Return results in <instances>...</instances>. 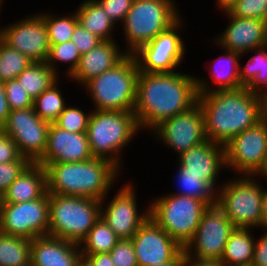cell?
Instances as JSON below:
<instances>
[{
  "instance_id": "obj_1",
  "label": "cell",
  "mask_w": 267,
  "mask_h": 266,
  "mask_svg": "<svg viewBox=\"0 0 267 266\" xmlns=\"http://www.w3.org/2000/svg\"><path fill=\"white\" fill-rule=\"evenodd\" d=\"M196 76L183 71L139 72L134 114L140 130L151 131L163 120L185 112L198 103Z\"/></svg>"
},
{
  "instance_id": "obj_2",
  "label": "cell",
  "mask_w": 267,
  "mask_h": 266,
  "mask_svg": "<svg viewBox=\"0 0 267 266\" xmlns=\"http://www.w3.org/2000/svg\"><path fill=\"white\" fill-rule=\"evenodd\" d=\"M198 104L207 140L221 145L261 121L262 96L245 87L199 94Z\"/></svg>"
},
{
  "instance_id": "obj_3",
  "label": "cell",
  "mask_w": 267,
  "mask_h": 266,
  "mask_svg": "<svg viewBox=\"0 0 267 266\" xmlns=\"http://www.w3.org/2000/svg\"><path fill=\"white\" fill-rule=\"evenodd\" d=\"M47 192L101 201L112 191L122 172L111 161L95 158L82 162L48 163Z\"/></svg>"
},
{
  "instance_id": "obj_4",
  "label": "cell",
  "mask_w": 267,
  "mask_h": 266,
  "mask_svg": "<svg viewBox=\"0 0 267 266\" xmlns=\"http://www.w3.org/2000/svg\"><path fill=\"white\" fill-rule=\"evenodd\" d=\"M140 131L133 111L92 109L86 132L91 154L111 161L121 170L122 152Z\"/></svg>"
},
{
  "instance_id": "obj_5",
  "label": "cell",
  "mask_w": 267,
  "mask_h": 266,
  "mask_svg": "<svg viewBox=\"0 0 267 266\" xmlns=\"http://www.w3.org/2000/svg\"><path fill=\"white\" fill-rule=\"evenodd\" d=\"M139 72L135 56L128 54L115 67L88 81L83 89L93 101L92 109L133 111Z\"/></svg>"
},
{
  "instance_id": "obj_6",
  "label": "cell",
  "mask_w": 267,
  "mask_h": 266,
  "mask_svg": "<svg viewBox=\"0 0 267 266\" xmlns=\"http://www.w3.org/2000/svg\"><path fill=\"white\" fill-rule=\"evenodd\" d=\"M175 3L174 0H134L121 23L127 46L122 49L126 48L128 54H133L174 25L182 16Z\"/></svg>"
},
{
  "instance_id": "obj_7",
  "label": "cell",
  "mask_w": 267,
  "mask_h": 266,
  "mask_svg": "<svg viewBox=\"0 0 267 266\" xmlns=\"http://www.w3.org/2000/svg\"><path fill=\"white\" fill-rule=\"evenodd\" d=\"M100 215L97 199L49 193L48 236L80 244Z\"/></svg>"
},
{
  "instance_id": "obj_8",
  "label": "cell",
  "mask_w": 267,
  "mask_h": 266,
  "mask_svg": "<svg viewBox=\"0 0 267 266\" xmlns=\"http://www.w3.org/2000/svg\"><path fill=\"white\" fill-rule=\"evenodd\" d=\"M259 182L257 176L235 175L217 190L216 204L236 228L262 229L264 186Z\"/></svg>"
},
{
  "instance_id": "obj_9",
  "label": "cell",
  "mask_w": 267,
  "mask_h": 266,
  "mask_svg": "<svg viewBox=\"0 0 267 266\" xmlns=\"http://www.w3.org/2000/svg\"><path fill=\"white\" fill-rule=\"evenodd\" d=\"M149 201V216L181 247L192 240L202 215L209 207L189 196L163 194Z\"/></svg>"
},
{
  "instance_id": "obj_10",
  "label": "cell",
  "mask_w": 267,
  "mask_h": 266,
  "mask_svg": "<svg viewBox=\"0 0 267 266\" xmlns=\"http://www.w3.org/2000/svg\"><path fill=\"white\" fill-rule=\"evenodd\" d=\"M183 23L185 22L182 16L169 29L159 33L133 53L140 72H176L184 60L187 49L180 33Z\"/></svg>"
},
{
  "instance_id": "obj_11",
  "label": "cell",
  "mask_w": 267,
  "mask_h": 266,
  "mask_svg": "<svg viewBox=\"0 0 267 266\" xmlns=\"http://www.w3.org/2000/svg\"><path fill=\"white\" fill-rule=\"evenodd\" d=\"M49 193L23 203H0V232L29 238L48 236Z\"/></svg>"
},
{
  "instance_id": "obj_12",
  "label": "cell",
  "mask_w": 267,
  "mask_h": 266,
  "mask_svg": "<svg viewBox=\"0 0 267 266\" xmlns=\"http://www.w3.org/2000/svg\"><path fill=\"white\" fill-rule=\"evenodd\" d=\"M224 146L226 168L237 173V176H256L267 156V126L261 120Z\"/></svg>"
},
{
  "instance_id": "obj_13",
  "label": "cell",
  "mask_w": 267,
  "mask_h": 266,
  "mask_svg": "<svg viewBox=\"0 0 267 266\" xmlns=\"http://www.w3.org/2000/svg\"><path fill=\"white\" fill-rule=\"evenodd\" d=\"M49 127L30 107L12 110L1 132L13 139L22 157L37 163L45 152Z\"/></svg>"
},
{
  "instance_id": "obj_14",
  "label": "cell",
  "mask_w": 267,
  "mask_h": 266,
  "mask_svg": "<svg viewBox=\"0 0 267 266\" xmlns=\"http://www.w3.org/2000/svg\"><path fill=\"white\" fill-rule=\"evenodd\" d=\"M236 227L219 206H209L184 251L195 258L221 261L225 244Z\"/></svg>"
},
{
  "instance_id": "obj_15",
  "label": "cell",
  "mask_w": 267,
  "mask_h": 266,
  "mask_svg": "<svg viewBox=\"0 0 267 266\" xmlns=\"http://www.w3.org/2000/svg\"><path fill=\"white\" fill-rule=\"evenodd\" d=\"M157 142L166 145L180 155L191 147L207 141L204 115L197 103L185 112L163 120L151 130Z\"/></svg>"
},
{
  "instance_id": "obj_16",
  "label": "cell",
  "mask_w": 267,
  "mask_h": 266,
  "mask_svg": "<svg viewBox=\"0 0 267 266\" xmlns=\"http://www.w3.org/2000/svg\"><path fill=\"white\" fill-rule=\"evenodd\" d=\"M134 183H125L117 189V193L113 198L107 200L110 196H105L101 200V215L100 217L110 226L114 233L120 238H132L139 227L149 217V202L148 206L140 212L136 196V186ZM107 197V198H106ZM106 206V207H104ZM139 211V212H138Z\"/></svg>"
},
{
  "instance_id": "obj_17",
  "label": "cell",
  "mask_w": 267,
  "mask_h": 266,
  "mask_svg": "<svg viewBox=\"0 0 267 266\" xmlns=\"http://www.w3.org/2000/svg\"><path fill=\"white\" fill-rule=\"evenodd\" d=\"M0 38L33 62H46L50 41L45 19L38 13L1 26Z\"/></svg>"
},
{
  "instance_id": "obj_18",
  "label": "cell",
  "mask_w": 267,
  "mask_h": 266,
  "mask_svg": "<svg viewBox=\"0 0 267 266\" xmlns=\"http://www.w3.org/2000/svg\"><path fill=\"white\" fill-rule=\"evenodd\" d=\"M131 239L138 266L172 262L184 250L150 216Z\"/></svg>"
},
{
  "instance_id": "obj_19",
  "label": "cell",
  "mask_w": 267,
  "mask_h": 266,
  "mask_svg": "<svg viewBox=\"0 0 267 266\" xmlns=\"http://www.w3.org/2000/svg\"><path fill=\"white\" fill-rule=\"evenodd\" d=\"M222 13L230 22L228 20L226 29L216 39L213 38L219 49H227L244 56L250 50L267 46V21L232 16L228 11Z\"/></svg>"
},
{
  "instance_id": "obj_20",
  "label": "cell",
  "mask_w": 267,
  "mask_h": 266,
  "mask_svg": "<svg viewBox=\"0 0 267 266\" xmlns=\"http://www.w3.org/2000/svg\"><path fill=\"white\" fill-rule=\"evenodd\" d=\"M177 156V162L184 168V173L199 175L216 190L221 187L219 176L226 169L224 145L207 140Z\"/></svg>"
},
{
  "instance_id": "obj_21",
  "label": "cell",
  "mask_w": 267,
  "mask_h": 266,
  "mask_svg": "<svg viewBox=\"0 0 267 266\" xmlns=\"http://www.w3.org/2000/svg\"><path fill=\"white\" fill-rule=\"evenodd\" d=\"M92 158L86 133H72L52 123L45 152L37 164L82 162Z\"/></svg>"
},
{
  "instance_id": "obj_22",
  "label": "cell",
  "mask_w": 267,
  "mask_h": 266,
  "mask_svg": "<svg viewBox=\"0 0 267 266\" xmlns=\"http://www.w3.org/2000/svg\"><path fill=\"white\" fill-rule=\"evenodd\" d=\"M117 42L102 41L89 52L82 54L78 67L68 81H75L83 88L91 79L115 67L128 55L126 50H121Z\"/></svg>"
},
{
  "instance_id": "obj_23",
  "label": "cell",
  "mask_w": 267,
  "mask_h": 266,
  "mask_svg": "<svg viewBox=\"0 0 267 266\" xmlns=\"http://www.w3.org/2000/svg\"><path fill=\"white\" fill-rule=\"evenodd\" d=\"M81 260L79 244L51 236L31 240L30 266H77Z\"/></svg>"
},
{
  "instance_id": "obj_24",
  "label": "cell",
  "mask_w": 267,
  "mask_h": 266,
  "mask_svg": "<svg viewBox=\"0 0 267 266\" xmlns=\"http://www.w3.org/2000/svg\"><path fill=\"white\" fill-rule=\"evenodd\" d=\"M222 51L225 53L222 52V55L212 60V65L207 69L208 78H211L212 82H209L211 80H207L206 77L204 79L196 77L199 94L240 88L239 65L243 55L223 48Z\"/></svg>"
},
{
  "instance_id": "obj_25",
  "label": "cell",
  "mask_w": 267,
  "mask_h": 266,
  "mask_svg": "<svg viewBox=\"0 0 267 266\" xmlns=\"http://www.w3.org/2000/svg\"><path fill=\"white\" fill-rule=\"evenodd\" d=\"M47 192L44 166L31 163L6 189L1 203H23L41 198Z\"/></svg>"
},
{
  "instance_id": "obj_26",
  "label": "cell",
  "mask_w": 267,
  "mask_h": 266,
  "mask_svg": "<svg viewBox=\"0 0 267 266\" xmlns=\"http://www.w3.org/2000/svg\"><path fill=\"white\" fill-rule=\"evenodd\" d=\"M252 228H235L225 244L221 258L224 266H251L255 240Z\"/></svg>"
},
{
  "instance_id": "obj_27",
  "label": "cell",
  "mask_w": 267,
  "mask_h": 266,
  "mask_svg": "<svg viewBox=\"0 0 267 266\" xmlns=\"http://www.w3.org/2000/svg\"><path fill=\"white\" fill-rule=\"evenodd\" d=\"M78 23L89 30L92 34L98 36L102 41H111L114 39L113 30L116 25L108 18L103 7L96 0H84L75 9ZM113 36V37H112Z\"/></svg>"
},
{
  "instance_id": "obj_28",
  "label": "cell",
  "mask_w": 267,
  "mask_h": 266,
  "mask_svg": "<svg viewBox=\"0 0 267 266\" xmlns=\"http://www.w3.org/2000/svg\"><path fill=\"white\" fill-rule=\"evenodd\" d=\"M247 64L239 65L240 88L245 87L260 96L267 95V46L250 50Z\"/></svg>"
},
{
  "instance_id": "obj_29",
  "label": "cell",
  "mask_w": 267,
  "mask_h": 266,
  "mask_svg": "<svg viewBox=\"0 0 267 266\" xmlns=\"http://www.w3.org/2000/svg\"><path fill=\"white\" fill-rule=\"evenodd\" d=\"M177 173L175 187L176 192L170 194L189 196L203 200L208 206L216 205L217 190L207 181L202 180L199 175L193 173H184V168L177 164Z\"/></svg>"
},
{
  "instance_id": "obj_30",
  "label": "cell",
  "mask_w": 267,
  "mask_h": 266,
  "mask_svg": "<svg viewBox=\"0 0 267 266\" xmlns=\"http://www.w3.org/2000/svg\"><path fill=\"white\" fill-rule=\"evenodd\" d=\"M59 77L46 62H32L16 79L34 100L54 84Z\"/></svg>"
},
{
  "instance_id": "obj_31",
  "label": "cell",
  "mask_w": 267,
  "mask_h": 266,
  "mask_svg": "<svg viewBox=\"0 0 267 266\" xmlns=\"http://www.w3.org/2000/svg\"><path fill=\"white\" fill-rule=\"evenodd\" d=\"M120 238L100 217L79 244L82 255L109 253Z\"/></svg>"
},
{
  "instance_id": "obj_32",
  "label": "cell",
  "mask_w": 267,
  "mask_h": 266,
  "mask_svg": "<svg viewBox=\"0 0 267 266\" xmlns=\"http://www.w3.org/2000/svg\"><path fill=\"white\" fill-rule=\"evenodd\" d=\"M29 238L0 232V266H30Z\"/></svg>"
},
{
  "instance_id": "obj_33",
  "label": "cell",
  "mask_w": 267,
  "mask_h": 266,
  "mask_svg": "<svg viewBox=\"0 0 267 266\" xmlns=\"http://www.w3.org/2000/svg\"><path fill=\"white\" fill-rule=\"evenodd\" d=\"M59 80L33 100L35 113L41 120L50 124L57 121L59 115L68 104L62 96L64 95L61 92L62 89L60 90V87H58Z\"/></svg>"
},
{
  "instance_id": "obj_34",
  "label": "cell",
  "mask_w": 267,
  "mask_h": 266,
  "mask_svg": "<svg viewBox=\"0 0 267 266\" xmlns=\"http://www.w3.org/2000/svg\"><path fill=\"white\" fill-rule=\"evenodd\" d=\"M44 19L48 31L50 44H61L71 40L75 27L78 24L76 12L66 16H58L55 13L45 11L39 13ZM71 15V16H70Z\"/></svg>"
},
{
  "instance_id": "obj_35",
  "label": "cell",
  "mask_w": 267,
  "mask_h": 266,
  "mask_svg": "<svg viewBox=\"0 0 267 266\" xmlns=\"http://www.w3.org/2000/svg\"><path fill=\"white\" fill-rule=\"evenodd\" d=\"M33 61L0 38V81L16 79Z\"/></svg>"
},
{
  "instance_id": "obj_36",
  "label": "cell",
  "mask_w": 267,
  "mask_h": 266,
  "mask_svg": "<svg viewBox=\"0 0 267 266\" xmlns=\"http://www.w3.org/2000/svg\"><path fill=\"white\" fill-rule=\"evenodd\" d=\"M80 57L81 54L77 47L72 40H70L61 44H51L46 64L51 67L58 76L60 72H58L59 68H56L58 67L56 64L58 65L59 62L61 64L63 63V65L67 64L68 67H66L67 70H64V74L69 78L78 67Z\"/></svg>"
},
{
  "instance_id": "obj_37",
  "label": "cell",
  "mask_w": 267,
  "mask_h": 266,
  "mask_svg": "<svg viewBox=\"0 0 267 266\" xmlns=\"http://www.w3.org/2000/svg\"><path fill=\"white\" fill-rule=\"evenodd\" d=\"M85 113L82 108L77 106H66L65 109L59 115L55 124L72 133H86L89 123V118L92 113Z\"/></svg>"
},
{
  "instance_id": "obj_38",
  "label": "cell",
  "mask_w": 267,
  "mask_h": 266,
  "mask_svg": "<svg viewBox=\"0 0 267 266\" xmlns=\"http://www.w3.org/2000/svg\"><path fill=\"white\" fill-rule=\"evenodd\" d=\"M232 16L267 21V0H237L228 11Z\"/></svg>"
},
{
  "instance_id": "obj_39",
  "label": "cell",
  "mask_w": 267,
  "mask_h": 266,
  "mask_svg": "<svg viewBox=\"0 0 267 266\" xmlns=\"http://www.w3.org/2000/svg\"><path fill=\"white\" fill-rule=\"evenodd\" d=\"M7 101L12 110L33 107V99L19 84L17 79L4 82Z\"/></svg>"
},
{
  "instance_id": "obj_40",
  "label": "cell",
  "mask_w": 267,
  "mask_h": 266,
  "mask_svg": "<svg viewBox=\"0 0 267 266\" xmlns=\"http://www.w3.org/2000/svg\"><path fill=\"white\" fill-rule=\"evenodd\" d=\"M109 254L115 266H138L131 238L119 239Z\"/></svg>"
},
{
  "instance_id": "obj_41",
  "label": "cell",
  "mask_w": 267,
  "mask_h": 266,
  "mask_svg": "<svg viewBox=\"0 0 267 266\" xmlns=\"http://www.w3.org/2000/svg\"><path fill=\"white\" fill-rule=\"evenodd\" d=\"M30 164L29 160H16L0 164V197Z\"/></svg>"
},
{
  "instance_id": "obj_42",
  "label": "cell",
  "mask_w": 267,
  "mask_h": 266,
  "mask_svg": "<svg viewBox=\"0 0 267 266\" xmlns=\"http://www.w3.org/2000/svg\"><path fill=\"white\" fill-rule=\"evenodd\" d=\"M106 12V15L116 25L124 21L127 12L131 9L134 0H96Z\"/></svg>"
},
{
  "instance_id": "obj_43",
  "label": "cell",
  "mask_w": 267,
  "mask_h": 266,
  "mask_svg": "<svg viewBox=\"0 0 267 266\" xmlns=\"http://www.w3.org/2000/svg\"><path fill=\"white\" fill-rule=\"evenodd\" d=\"M71 40L81 55L89 52L102 42L98 36L83 28L79 23L75 27Z\"/></svg>"
},
{
  "instance_id": "obj_44",
  "label": "cell",
  "mask_w": 267,
  "mask_h": 266,
  "mask_svg": "<svg viewBox=\"0 0 267 266\" xmlns=\"http://www.w3.org/2000/svg\"><path fill=\"white\" fill-rule=\"evenodd\" d=\"M16 160H28L21 156L13 139L0 131V164Z\"/></svg>"
},
{
  "instance_id": "obj_45",
  "label": "cell",
  "mask_w": 267,
  "mask_h": 266,
  "mask_svg": "<svg viewBox=\"0 0 267 266\" xmlns=\"http://www.w3.org/2000/svg\"><path fill=\"white\" fill-rule=\"evenodd\" d=\"M263 235L255 240L254 257L251 266H267V228H262Z\"/></svg>"
},
{
  "instance_id": "obj_46",
  "label": "cell",
  "mask_w": 267,
  "mask_h": 266,
  "mask_svg": "<svg viewBox=\"0 0 267 266\" xmlns=\"http://www.w3.org/2000/svg\"><path fill=\"white\" fill-rule=\"evenodd\" d=\"M90 266H115L109 253L82 255Z\"/></svg>"
},
{
  "instance_id": "obj_47",
  "label": "cell",
  "mask_w": 267,
  "mask_h": 266,
  "mask_svg": "<svg viewBox=\"0 0 267 266\" xmlns=\"http://www.w3.org/2000/svg\"><path fill=\"white\" fill-rule=\"evenodd\" d=\"M11 109L9 107L4 82L0 81V128L5 124Z\"/></svg>"
},
{
  "instance_id": "obj_48",
  "label": "cell",
  "mask_w": 267,
  "mask_h": 266,
  "mask_svg": "<svg viewBox=\"0 0 267 266\" xmlns=\"http://www.w3.org/2000/svg\"><path fill=\"white\" fill-rule=\"evenodd\" d=\"M183 266H224V265L220 261L192 257L184 251Z\"/></svg>"
},
{
  "instance_id": "obj_49",
  "label": "cell",
  "mask_w": 267,
  "mask_h": 266,
  "mask_svg": "<svg viewBox=\"0 0 267 266\" xmlns=\"http://www.w3.org/2000/svg\"><path fill=\"white\" fill-rule=\"evenodd\" d=\"M261 213H262V228H267V189L265 185H264V195L262 200Z\"/></svg>"
},
{
  "instance_id": "obj_50",
  "label": "cell",
  "mask_w": 267,
  "mask_h": 266,
  "mask_svg": "<svg viewBox=\"0 0 267 266\" xmlns=\"http://www.w3.org/2000/svg\"><path fill=\"white\" fill-rule=\"evenodd\" d=\"M216 7L221 9V12L229 11V9L236 3L237 0H215Z\"/></svg>"
},
{
  "instance_id": "obj_51",
  "label": "cell",
  "mask_w": 267,
  "mask_h": 266,
  "mask_svg": "<svg viewBox=\"0 0 267 266\" xmlns=\"http://www.w3.org/2000/svg\"><path fill=\"white\" fill-rule=\"evenodd\" d=\"M184 250L172 261L166 263H160L153 266H183Z\"/></svg>"
},
{
  "instance_id": "obj_52",
  "label": "cell",
  "mask_w": 267,
  "mask_h": 266,
  "mask_svg": "<svg viewBox=\"0 0 267 266\" xmlns=\"http://www.w3.org/2000/svg\"><path fill=\"white\" fill-rule=\"evenodd\" d=\"M261 120L267 126V95L262 96V115H261Z\"/></svg>"
},
{
  "instance_id": "obj_53",
  "label": "cell",
  "mask_w": 267,
  "mask_h": 266,
  "mask_svg": "<svg viewBox=\"0 0 267 266\" xmlns=\"http://www.w3.org/2000/svg\"><path fill=\"white\" fill-rule=\"evenodd\" d=\"M256 176L259 178L260 181L263 178L264 182L266 180V183H267V156H266L262 169L257 173Z\"/></svg>"
},
{
  "instance_id": "obj_54",
  "label": "cell",
  "mask_w": 267,
  "mask_h": 266,
  "mask_svg": "<svg viewBox=\"0 0 267 266\" xmlns=\"http://www.w3.org/2000/svg\"><path fill=\"white\" fill-rule=\"evenodd\" d=\"M77 266H90V265L82 258V260L78 263Z\"/></svg>"
},
{
  "instance_id": "obj_55",
  "label": "cell",
  "mask_w": 267,
  "mask_h": 266,
  "mask_svg": "<svg viewBox=\"0 0 267 266\" xmlns=\"http://www.w3.org/2000/svg\"><path fill=\"white\" fill-rule=\"evenodd\" d=\"M3 1H4V0H0V10H1V8L3 7V6H2ZM0 13H1V12H0ZM1 28H2V27H0V31H1Z\"/></svg>"
}]
</instances>
